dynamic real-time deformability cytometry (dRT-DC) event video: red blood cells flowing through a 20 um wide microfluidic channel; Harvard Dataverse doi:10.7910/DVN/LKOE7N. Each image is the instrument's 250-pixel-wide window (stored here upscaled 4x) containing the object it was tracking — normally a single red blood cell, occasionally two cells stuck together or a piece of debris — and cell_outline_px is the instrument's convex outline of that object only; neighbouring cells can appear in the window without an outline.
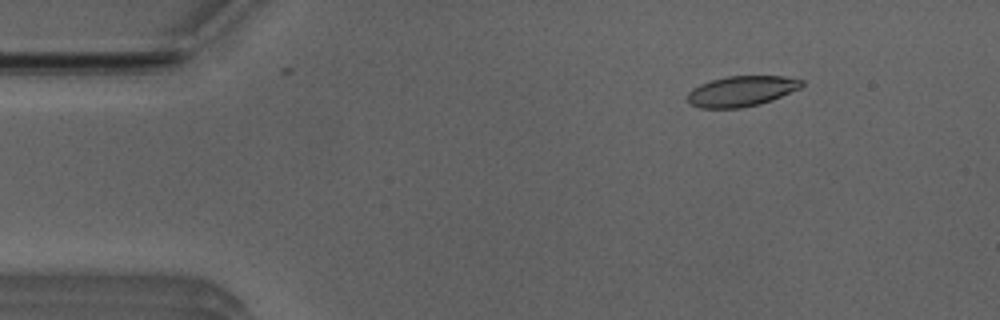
{"species": "Egyptian fruit bat (a non-hibernating species)", "species_latin": "Rousettus aegyptiacus", "temperature_condition": "room temperature", "stored_images_in_passage": 52, "camera_frame_rate_fps": 3000, "um_per_image_px": 0.085, "animal": {"sex": "male"}, "frame": {"image": 1, "passage_image": 7, "time_ms": 2.0, "image_size_px": [1000, 320], "cell_outline_px": [[804, 84], [800, 88], [772, 100], [760, 104], [740, 108], [700, 108], [692, 104], [688, 100], [688, 92], [692, 88], [700, 84], [712, 80], [728, 76], [784, 76], [804, 80]], "centroid_in_image_um": [63.04, 7.74], "position_along_channel_um": 22.0, "area_um2": 20.23}}
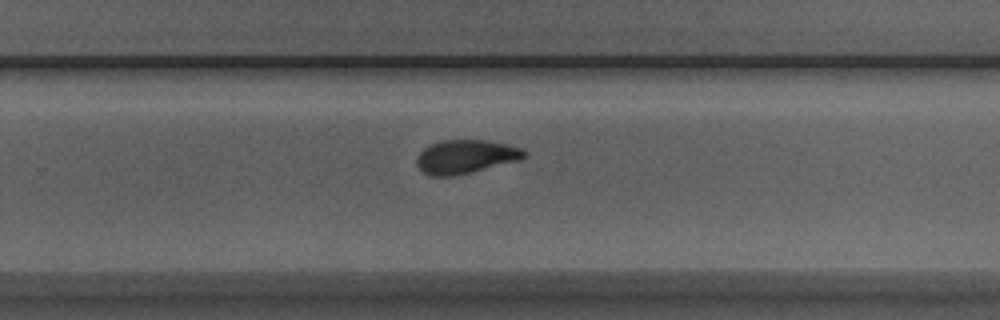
{"frame": {"image": 2, "passage_image": 33, "time_ms": 10.667, "image_size_px": [1000, 320], "cell_outline_px": [[528, 156], [520, 160], [472, 172], [452, 176], [428, 176], [416, 164], [416, 160], [420, 152], [424, 148], [440, 140], [484, 140], [508, 144], [520, 148], [528, 152]], "centroid_in_image_um": [39.61, 13.32], "position_along_channel_um": 290.2, "area_um2": 21.15}}
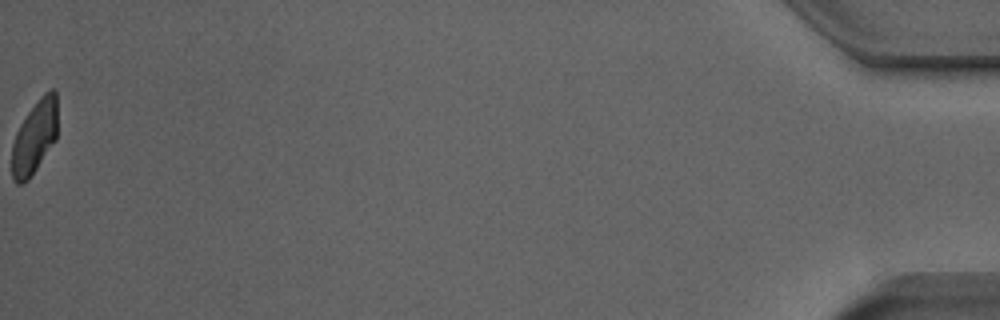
{"frame": {"image": 3, "passage_image": 52, "time_ms": 17.0, "image_size_px": [1000, 320], "cell_outline_px": [[56, 140], [28, 180], [24, 184], [16, 184], [12, 180], [12, 144], [16, 132], [20, 124], [28, 112], [40, 96], [44, 92], [52, 88], [56, 92]], "centroid_in_image_um": [2.92, 11.67], "position_along_channel_um": 432.3, "area_um2": 19.48}, "authors_computed_cell_mechanics": {"area_um2": 20.9525, "velocity_mm_per_s": 3.959, "shape_relaxation_time_tau1_ms": 4.8805, "shape_relaxation_time_tau2_ms": 1.0111, "deformation_change_tau1": 0.1544, "deformation_change_tau2": 0.0619}}